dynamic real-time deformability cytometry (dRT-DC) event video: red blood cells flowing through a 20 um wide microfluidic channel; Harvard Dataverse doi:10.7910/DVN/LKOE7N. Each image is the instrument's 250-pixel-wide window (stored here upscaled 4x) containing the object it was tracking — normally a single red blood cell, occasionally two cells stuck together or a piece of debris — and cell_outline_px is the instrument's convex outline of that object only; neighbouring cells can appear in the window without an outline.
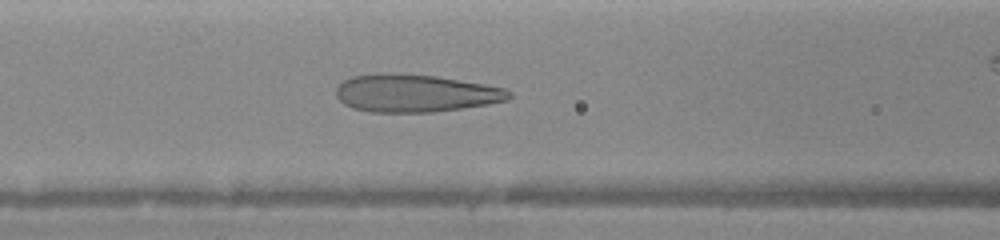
{"species": "human", "species_latin": "Homo sapiens", "temperature_condition": "warm", "stored_images_in_passage": 11, "segment_of_instrument_passage": [1, 2], "camera_frame_rate_fps": 3000, "um_per_image_px": 0.085, "donor": {"sex": "female"}, "frame": {"image": 1, "passage_image": 8, "time_ms": 6.333, "image_size_px": [1000, 240], "cell_outline_px": [[512, 96], [508, 100], [488, 104], [432, 112], [368, 112], [352, 108], [344, 104], [336, 96], [336, 88], [344, 80], [352, 76], [436, 76], [508, 88], [512, 92]], "centroid_in_image_um": [35.37, 7.97], "position_along_channel_um": 131.2, "area_um2": 36.93}}
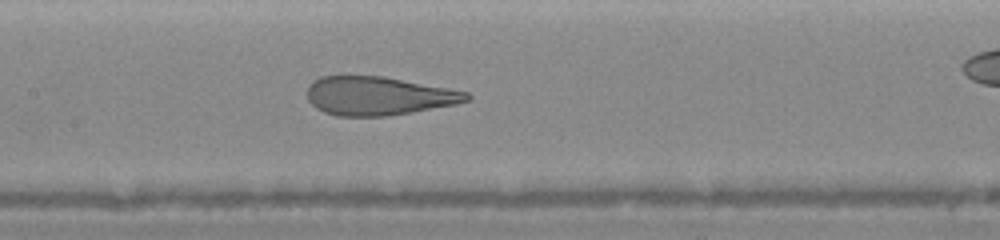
{"frame": {"image": 2, "passage_image": 10, "time_ms": 7.333, "image_size_px": [1000, 240], "cell_outline_px": [[472, 96], [468, 100], [456, 104], [388, 116], [336, 116], [324, 112], [316, 108], [308, 100], [308, 84], [320, 76], [384, 76], [448, 88], [468, 92]], "centroid_in_image_um": [32.15, 8.15], "position_along_channel_um": 175.3, "area_um2": 35.84}}